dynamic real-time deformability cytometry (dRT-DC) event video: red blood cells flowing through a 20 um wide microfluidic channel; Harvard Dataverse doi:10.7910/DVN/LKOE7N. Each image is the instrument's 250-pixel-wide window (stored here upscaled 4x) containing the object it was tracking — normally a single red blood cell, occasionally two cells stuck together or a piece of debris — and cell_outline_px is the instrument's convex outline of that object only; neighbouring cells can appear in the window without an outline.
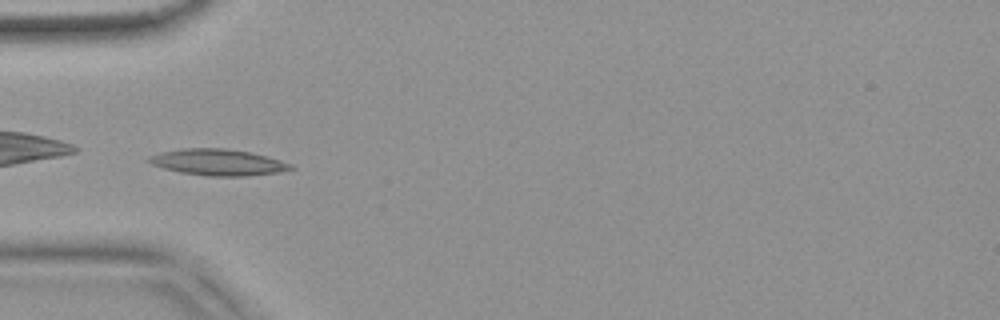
{"species": "common noctule bat (a hibernating species)", "species_latin": "Nyctalus noctula", "temperature_condition": "warm", "stored_images_in_passage": 38, "camera_frame_rate_fps": 3000, "um_per_image_px": 0.085, "animal": {"sex": "female", "body_mass_g": 18.4}, "frame": {"image": 1, "passage_image": 1, "time_ms": 0.0, "image_size_px": [1000, 320], "cell_outline_px": [[296, 168], [276, 172], [244, 176], [208, 176], [180, 172], [164, 168], [152, 164], [144, 160], [148, 156], [160, 152], [180, 148], [224, 148], [248, 152], [280, 160], [292, 164]], "centroid_in_image_um": [18.46, 13.79], "position_along_channel_um": 66.5, "area_um2": 21.62}}
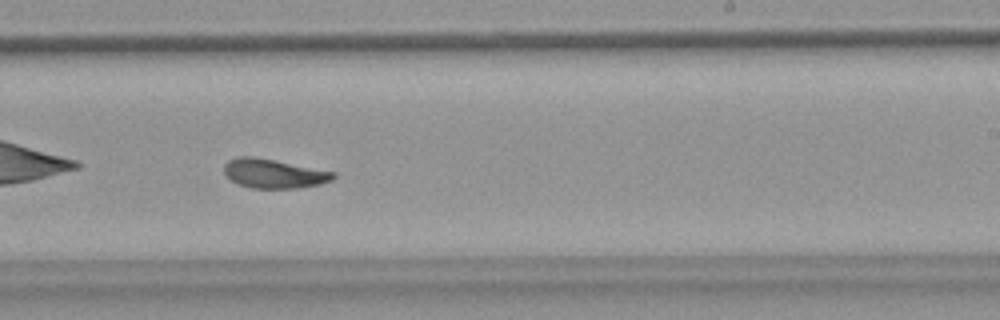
{"frame": {"image": 2, "passage_image": 17, "time_ms": 5.333, "image_size_px": [1000, 320], "cell_outline_px": [[336, 176], [332, 180], [320, 184], [296, 188], [252, 188], [236, 184], [224, 172], [224, 164], [228, 160], [236, 156], [252, 156], [336, 172]], "centroid_in_image_um": [23.26, 14.75], "position_along_channel_um": 265.7, "area_um2": 18.5}, "authors_computed_cell_mechanics": {"area_um2": 18.7272, "velocity_mm_per_s": 3.7618, "shape_relaxation_time_tau1_ms": 5.5465, "shape_relaxation_time_tau2_ms": 2.1148, "deformation_change_tau1": 0.1686, "deformation_change_tau2": 0.0738}}